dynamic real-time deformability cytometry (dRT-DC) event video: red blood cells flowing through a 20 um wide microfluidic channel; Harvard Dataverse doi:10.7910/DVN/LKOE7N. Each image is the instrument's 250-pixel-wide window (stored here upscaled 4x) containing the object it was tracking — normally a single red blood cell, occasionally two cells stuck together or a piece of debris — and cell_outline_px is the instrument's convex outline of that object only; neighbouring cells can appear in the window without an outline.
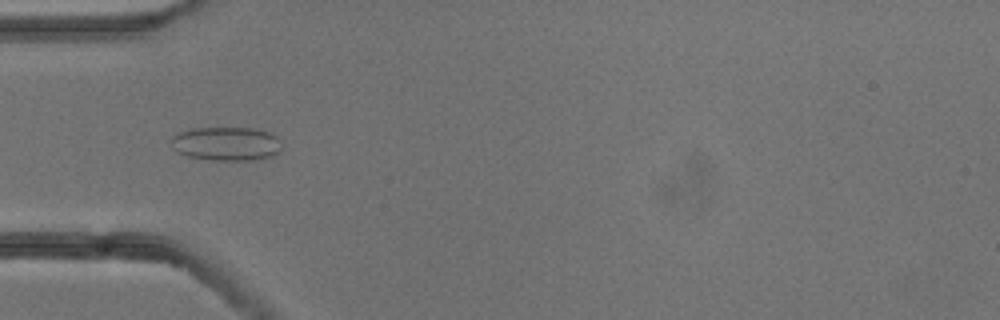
{"species": "common noctule bat (a hibernating species)", "species_latin": "Nyctalus noctula", "temperature_condition": "cold", "stored_images_in_passage": 54, "camera_frame_rate_fps": 3000, "um_per_image_px": 0.085, "animal": {"sex": "male", "body_mass_g": 13.3}, "frame": {"image": 1, "passage_image": 17, "time_ms": 5.333, "image_size_px": [1000, 320], "cell_outline_px": [[280, 152], [272, 156], [252, 160], [212, 160], [188, 156], [176, 152], [172, 148], [172, 136], [180, 132], [192, 128], [252, 128], [268, 132], [276, 136], [280, 140]], "centroid_in_image_um": [19.23, 12.22], "position_along_channel_um": 65.8, "area_um2": 21.79}}
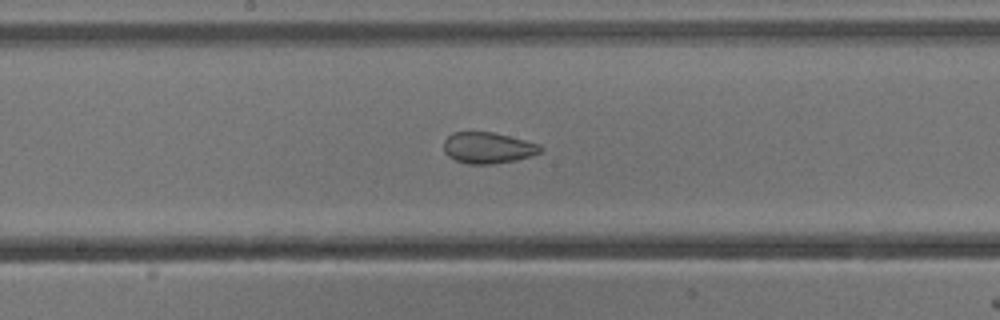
{"frame": {"image": 2, "passage_image": 28, "time_ms": 9.0, "image_size_px": [1000, 320], "cell_outline_px": [[544, 152], [532, 156], [516, 160], [492, 164], [468, 164], [456, 160], [448, 156], [444, 152], [444, 140], [452, 132], [492, 132], [540, 144], [544, 148]], "centroid_in_image_um": [41.5, 12.57], "position_along_channel_um": 206.7, "area_um2": 17.69}}
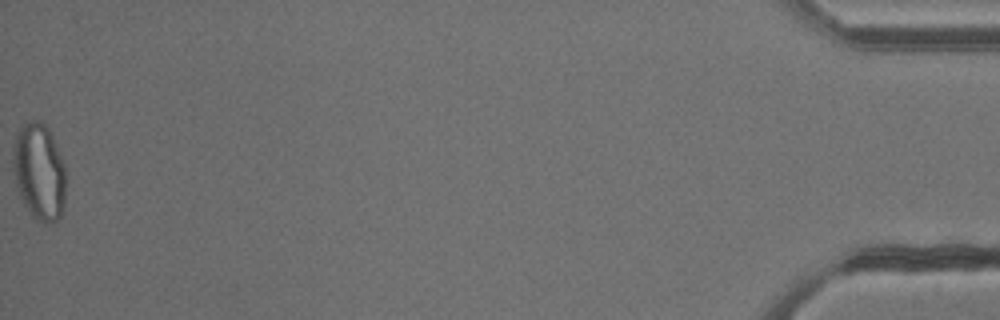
{"frame": {"image": 3, "passage_image": 54, "time_ms": 17.667, "image_size_px": [1000, 320], "cell_outline_px": [[64, 204], [60, 216], [56, 220], [36, 220], [32, 216], [24, 204], [20, 196], [12, 172], [12, 156], [16, 136], [20, 128], [24, 124], [32, 120], [36, 120], [44, 124], [48, 128], [52, 136], [64, 164]], "centroid_in_image_um": [3.3, 14.57], "position_along_channel_um": 431.9, "area_um2": 29.3}, "authors_computed_cell_mechanics": {"area_um2": 23.7558, "velocity_mm_per_s": 3.8203, "shape_relaxation_time_tau1_ms": null, "shape_relaxation_time_tau2_ms": 1.434, "deformation_change_tau1": null, "deformation_change_tau2": 0.0652}}